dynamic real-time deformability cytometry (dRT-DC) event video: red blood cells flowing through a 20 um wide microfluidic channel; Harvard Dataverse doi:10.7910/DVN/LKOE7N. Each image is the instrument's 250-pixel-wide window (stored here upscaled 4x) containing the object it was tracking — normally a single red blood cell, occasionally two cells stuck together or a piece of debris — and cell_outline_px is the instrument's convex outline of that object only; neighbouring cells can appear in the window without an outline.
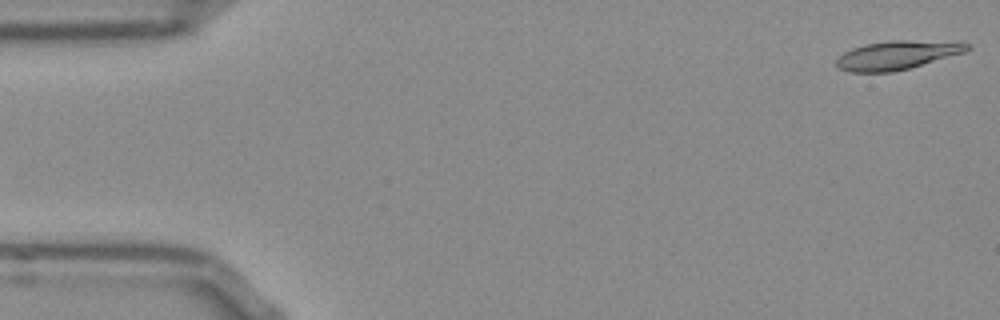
{"species": "Egyptian fruit bat (a non-hibernating species)", "species_latin": "Rousettus aegyptiacus", "temperature_condition": "room temperature", "stored_images_in_passage": 12, "camera_frame_rate_fps": 3000, "um_per_image_px": 0.085, "frame": {"image": 1, "passage_image": 1, "time_ms": 0.0, "image_size_px": [1000, 320], "cell_outline_px": [[972, 48], [964, 52], [908, 68], [892, 72], [848, 72], [840, 68], [836, 64], [836, 60], [844, 52], [852, 48], [864, 44], [888, 40], [964, 40], [972, 44]], "centroid_in_image_um": [76.35, 4.64], "position_along_channel_um": 8.6, "area_um2": 22.31}}